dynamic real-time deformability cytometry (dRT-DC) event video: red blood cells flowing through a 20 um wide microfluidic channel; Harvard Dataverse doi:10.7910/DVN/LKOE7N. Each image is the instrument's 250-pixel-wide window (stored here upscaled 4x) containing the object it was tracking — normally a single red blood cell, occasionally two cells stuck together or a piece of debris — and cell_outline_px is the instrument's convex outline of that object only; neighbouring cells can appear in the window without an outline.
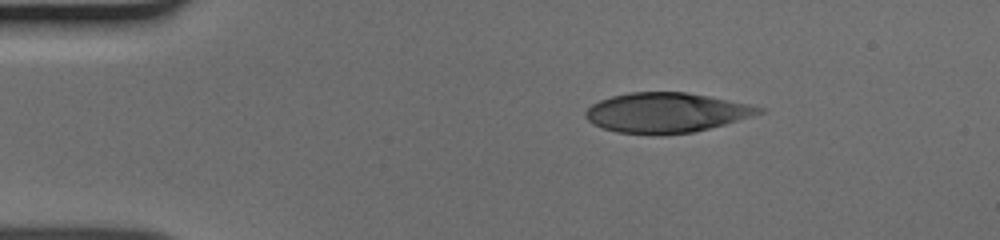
{"species": "human", "species_latin": "Homo sapiens", "temperature_condition": "cold", "stored_images_in_passage": 42, "camera_frame_rate_fps": 3000, "um_per_image_px": 0.085, "donor": {"sex": "male"}, "frame": {"image": 1, "passage_image": 1, "time_ms": 0.0, "image_size_px": [1000, 240], "cell_outline_px": [[764, 112], [724, 124], [692, 132], [660, 136], [652, 136], [616, 132], [592, 124], [584, 116], [584, 112], [592, 104], [600, 100], [612, 96], [628, 92], [688, 92], [748, 104], [764, 108]], "centroid_in_image_um": [56.57, 9.59], "position_along_channel_um": 28.4, "area_um2": 40.4}}
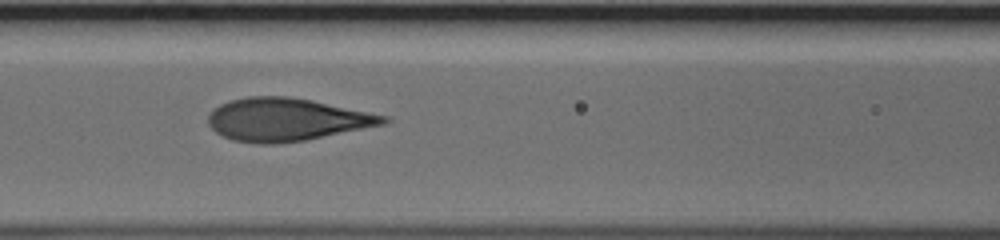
{"frame": {"image": 2, "passage_image": 14, "time_ms": 4.333, "image_size_px": [1000, 240], "cell_outline_px": [[392, 120], [384, 124], [304, 140], [276, 144], [260, 144], [232, 140], [216, 132], [208, 124], [208, 116], [212, 108], [228, 100], [248, 96], [288, 96], [312, 100], [388, 116]], "centroid_in_image_um": [24.32, 10.15], "position_along_channel_um": 142.3, "area_um2": 43.7}}
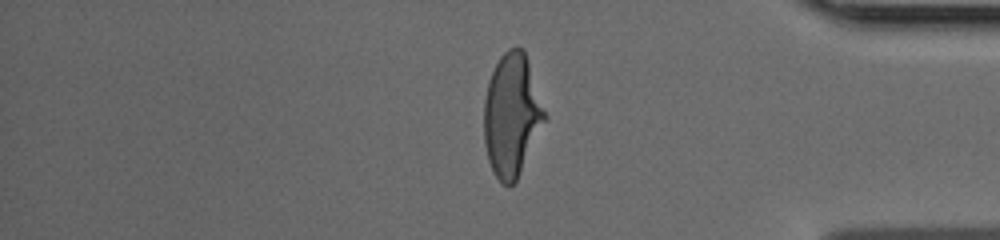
{"frame": {"image": 3, "passage_image": 34, "time_ms": 11.0, "image_size_px": [1000, 240], "cell_outline_px": [[548, 116], [516, 180], [508, 188], [496, 176], [488, 160], [484, 144], [484, 100], [488, 80], [500, 56], [508, 48], [516, 44], [524, 48]], "centroid_in_image_um": [43.51, 9.73], "position_along_channel_um": 391.7, "area_um2": 43.7}}